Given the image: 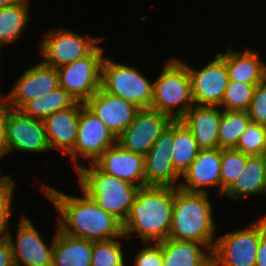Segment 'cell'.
Returning <instances> with one entry per match:
<instances>
[{"label": "cell", "mask_w": 266, "mask_h": 266, "mask_svg": "<svg viewBox=\"0 0 266 266\" xmlns=\"http://www.w3.org/2000/svg\"><path fill=\"white\" fill-rule=\"evenodd\" d=\"M179 104L180 108L174 112V107ZM193 105L188 67L179 59H171L153 82L150 108L165 113L174 120L180 119Z\"/></svg>", "instance_id": "5b68a950"}, {"label": "cell", "mask_w": 266, "mask_h": 266, "mask_svg": "<svg viewBox=\"0 0 266 266\" xmlns=\"http://www.w3.org/2000/svg\"><path fill=\"white\" fill-rule=\"evenodd\" d=\"M256 85L229 80L221 105L225 110L248 111Z\"/></svg>", "instance_id": "4dcf8cb0"}, {"label": "cell", "mask_w": 266, "mask_h": 266, "mask_svg": "<svg viewBox=\"0 0 266 266\" xmlns=\"http://www.w3.org/2000/svg\"><path fill=\"white\" fill-rule=\"evenodd\" d=\"M91 255V240L64 234L57 228L52 266H91Z\"/></svg>", "instance_id": "cb8c5ba5"}, {"label": "cell", "mask_w": 266, "mask_h": 266, "mask_svg": "<svg viewBox=\"0 0 266 266\" xmlns=\"http://www.w3.org/2000/svg\"><path fill=\"white\" fill-rule=\"evenodd\" d=\"M79 116L80 102H76L72 107L58 110L43 120L50 149L58 147L68 154L74 148Z\"/></svg>", "instance_id": "44dd1931"}, {"label": "cell", "mask_w": 266, "mask_h": 266, "mask_svg": "<svg viewBox=\"0 0 266 266\" xmlns=\"http://www.w3.org/2000/svg\"><path fill=\"white\" fill-rule=\"evenodd\" d=\"M172 121L165 113L140 109L134 121L117 137V142L122 148L145 156Z\"/></svg>", "instance_id": "30bf717a"}, {"label": "cell", "mask_w": 266, "mask_h": 266, "mask_svg": "<svg viewBox=\"0 0 266 266\" xmlns=\"http://www.w3.org/2000/svg\"><path fill=\"white\" fill-rule=\"evenodd\" d=\"M221 148L213 150H199L196 159L183 173L186 184L178 185L188 192L206 193L203 186L216 185L221 193Z\"/></svg>", "instance_id": "ffe728a7"}, {"label": "cell", "mask_w": 266, "mask_h": 266, "mask_svg": "<svg viewBox=\"0 0 266 266\" xmlns=\"http://www.w3.org/2000/svg\"><path fill=\"white\" fill-rule=\"evenodd\" d=\"M266 193V181L260 155H248L243 171L224 192L226 196L239 199L242 195Z\"/></svg>", "instance_id": "d4e9b609"}, {"label": "cell", "mask_w": 266, "mask_h": 266, "mask_svg": "<svg viewBox=\"0 0 266 266\" xmlns=\"http://www.w3.org/2000/svg\"><path fill=\"white\" fill-rule=\"evenodd\" d=\"M6 153L11 150L46 152L50 150L43 120L11 109L5 124Z\"/></svg>", "instance_id": "7c38bea8"}, {"label": "cell", "mask_w": 266, "mask_h": 266, "mask_svg": "<svg viewBox=\"0 0 266 266\" xmlns=\"http://www.w3.org/2000/svg\"><path fill=\"white\" fill-rule=\"evenodd\" d=\"M101 88L110 94L134 103L140 109L150 108L153 98V83L133 67L104 59Z\"/></svg>", "instance_id": "52a82bcc"}, {"label": "cell", "mask_w": 266, "mask_h": 266, "mask_svg": "<svg viewBox=\"0 0 266 266\" xmlns=\"http://www.w3.org/2000/svg\"><path fill=\"white\" fill-rule=\"evenodd\" d=\"M19 1L20 0H0V8L14 5V4L18 3Z\"/></svg>", "instance_id": "ab89813d"}, {"label": "cell", "mask_w": 266, "mask_h": 266, "mask_svg": "<svg viewBox=\"0 0 266 266\" xmlns=\"http://www.w3.org/2000/svg\"><path fill=\"white\" fill-rule=\"evenodd\" d=\"M160 244L162 266H212V250L205 244L171 238L161 241ZM202 246L210 252L209 255L202 250Z\"/></svg>", "instance_id": "7402d4cb"}, {"label": "cell", "mask_w": 266, "mask_h": 266, "mask_svg": "<svg viewBox=\"0 0 266 266\" xmlns=\"http://www.w3.org/2000/svg\"><path fill=\"white\" fill-rule=\"evenodd\" d=\"M174 142V120L157 138L144 156L146 186L176 187L172 183L181 176L174 168L172 149Z\"/></svg>", "instance_id": "5bb4252c"}, {"label": "cell", "mask_w": 266, "mask_h": 266, "mask_svg": "<svg viewBox=\"0 0 266 266\" xmlns=\"http://www.w3.org/2000/svg\"><path fill=\"white\" fill-rule=\"evenodd\" d=\"M48 34V36H47ZM41 41L43 64L58 68L88 56L102 38L81 36L67 29L51 30Z\"/></svg>", "instance_id": "9c48e42d"}, {"label": "cell", "mask_w": 266, "mask_h": 266, "mask_svg": "<svg viewBox=\"0 0 266 266\" xmlns=\"http://www.w3.org/2000/svg\"><path fill=\"white\" fill-rule=\"evenodd\" d=\"M188 67L191 80L192 98L199 106H218L222 104L229 82L225 60L217 54L215 59L202 69Z\"/></svg>", "instance_id": "4fadbf2b"}, {"label": "cell", "mask_w": 266, "mask_h": 266, "mask_svg": "<svg viewBox=\"0 0 266 266\" xmlns=\"http://www.w3.org/2000/svg\"><path fill=\"white\" fill-rule=\"evenodd\" d=\"M265 231L266 215L248 228L219 237L212 249V266H255Z\"/></svg>", "instance_id": "8992f818"}, {"label": "cell", "mask_w": 266, "mask_h": 266, "mask_svg": "<svg viewBox=\"0 0 266 266\" xmlns=\"http://www.w3.org/2000/svg\"><path fill=\"white\" fill-rule=\"evenodd\" d=\"M11 109L6 99L2 97L0 99V158L6 154L5 124Z\"/></svg>", "instance_id": "8d00e7d4"}, {"label": "cell", "mask_w": 266, "mask_h": 266, "mask_svg": "<svg viewBox=\"0 0 266 266\" xmlns=\"http://www.w3.org/2000/svg\"><path fill=\"white\" fill-rule=\"evenodd\" d=\"M250 122L248 111L224 110L218 131L219 148H236L240 136Z\"/></svg>", "instance_id": "f1b7e54d"}, {"label": "cell", "mask_w": 266, "mask_h": 266, "mask_svg": "<svg viewBox=\"0 0 266 266\" xmlns=\"http://www.w3.org/2000/svg\"><path fill=\"white\" fill-rule=\"evenodd\" d=\"M261 160L263 163V171H264V176H265V181H266V149L260 154Z\"/></svg>", "instance_id": "60d3db41"}, {"label": "cell", "mask_w": 266, "mask_h": 266, "mask_svg": "<svg viewBox=\"0 0 266 266\" xmlns=\"http://www.w3.org/2000/svg\"><path fill=\"white\" fill-rule=\"evenodd\" d=\"M14 186L15 183L10 176H3L0 181V237L8 232Z\"/></svg>", "instance_id": "836d02e7"}, {"label": "cell", "mask_w": 266, "mask_h": 266, "mask_svg": "<svg viewBox=\"0 0 266 266\" xmlns=\"http://www.w3.org/2000/svg\"><path fill=\"white\" fill-rule=\"evenodd\" d=\"M248 112L252 123L266 126V80L256 85Z\"/></svg>", "instance_id": "e575fe53"}, {"label": "cell", "mask_w": 266, "mask_h": 266, "mask_svg": "<svg viewBox=\"0 0 266 266\" xmlns=\"http://www.w3.org/2000/svg\"><path fill=\"white\" fill-rule=\"evenodd\" d=\"M172 144L173 166L182 176L196 159L199 148L193 134L180 119H174V142Z\"/></svg>", "instance_id": "484cf974"}, {"label": "cell", "mask_w": 266, "mask_h": 266, "mask_svg": "<svg viewBox=\"0 0 266 266\" xmlns=\"http://www.w3.org/2000/svg\"><path fill=\"white\" fill-rule=\"evenodd\" d=\"M103 53L97 46L88 56L57 68L59 86L77 102L85 103L101 88Z\"/></svg>", "instance_id": "ba28073f"}, {"label": "cell", "mask_w": 266, "mask_h": 266, "mask_svg": "<svg viewBox=\"0 0 266 266\" xmlns=\"http://www.w3.org/2000/svg\"><path fill=\"white\" fill-rule=\"evenodd\" d=\"M91 165L90 169L74 165L82 192L123 224L140 187L100 171L93 163Z\"/></svg>", "instance_id": "277c9868"}, {"label": "cell", "mask_w": 266, "mask_h": 266, "mask_svg": "<svg viewBox=\"0 0 266 266\" xmlns=\"http://www.w3.org/2000/svg\"><path fill=\"white\" fill-rule=\"evenodd\" d=\"M247 157V154L235 148L221 149L220 176L222 194H224L243 171Z\"/></svg>", "instance_id": "f546056e"}, {"label": "cell", "mask_w": 266, "mask_h": 266, "mask_svg": "<svg viewBox=\"0 0 266 266\" xmlns=\"http://www.w3.org/2000/svg\"><path fill=\"white\" fill-rule=\"evenodd\" d=\"M42 187V191L61 215L58 229L64 234L91 241L125 237L122 223L101 209L86 193L84 198H76L47 185Z\"/></svg>", "instance_id": "6da1fadb"}, {"label": "cell", "mask_w": 266, "mask_h": 266, "mask_svg": "<svg viewBox=\"0 0 266 266\" xmlns=\"http://www.w3.org/2000/svg\"><path fill=\"white\" fill-rule=\"evenodd\" d=\"M30 221L25 216L22 217L16 241L12 240L9 231L6 234L11 245L14 266H21V263L23 266H52L54 243L47 247Z\"/></svg>", "instance_id": "2e32d148"}, {"label": "cell", "mask_w": 266, "mask_h": 266, "mask_svg": "<svg viewBox=\"0 0 266 266\" xmlns=\"http://www.w3.org/2000/svg\"><path fill=\"white\" fill-rule=\"evenodd\" d=\"M255 266H266V231L260 236Z\"/></svg>", "instance_id": "f35d334b"}, {"label": "cell", "mask_w": 266, "mask_h": 266, "mask_svg": "<svg viewBox=\"0 0 266 266\" xmlns=\"http://www.w3.org/2000/svg\"><path fill=\"white\" fill-rule=\"evenodd\" d=\"M222 112L216 106L193 105L180 118L193 134L199 150L219 148L218 131Z\"/></svg>", "instance_id": "d6986e66"}, {"label": "cell", "mask_w": 266, "mask_h": 266, "mask_svg": "<svg viewBox=\"0 0 266 266\" xmlns=\"http://www.w3.org/2000/svg\"><path fill=\"white\" fill-rule=\"evenodd\" d=\"M235 149L247 155H260L266 149V126L250 122Z\"/></svg>", "instance_id": "d6a6232c"}, {"label": "cell", "mask_w": 266, "mask_h": 266, "mask_svg": "<svg viewBox=\"0 0 266 266\" xmlns=\"http://www.w3.org/2000/svg\"><path fill=\"white\" fill-rule=\"evenodd\" d=\"M77 101L60 86L34 100L27 102L20 111L29 117L44 120L58 110L72 107Z\"/></svg>", "instance_id": "4316f807"}, {"label": "cell", "mask_w": 266, "mask_h": 266, "mask_svg": "<svg viewBox=\"0 0 266 266\" xmlns=\"http://www.w3.org/2000/svg\"><path fill=\"white\" fill-rule=\"evenodd\" d=\"M100 171L126 180L138 187L146 186L144 156L122 148L118 142L110 146L94 163Z\"/></svg>", "instance_id": "ac0fdd59"}, {"label": "cell", "mask_w": 266, "mask_h": 266, "mask_svg": "<svg viewBox=\"0 0 266 266\" xmlns=\"http://www.w3.org/2000/svg\"><path fill=\"white\" fill-rule=\"evenodd\" d=\"M117 143V137L105 123L80 102L77 139L68 153L75 162L77 155L91 158L94 163L110 146Z\"/></svg>", "instance_id": "8fae6325"}, {"label": "cell", "mask_w": 266, "mask_h": 266, "mask_svg": "<svg viewBox=\"0 0 266 266\" xmlns=\"http://www.w3.org/2000/svg\"><path fill=\"white\" fill-rule=\"evenodd\" d=\"M135 258V266H162L163 259L160 242L156 243L155 246L141 249Z\"/></svg>", "instance_id": "d590c367"}, {"label": "cell", "mask_w": 266, "mask_h": 266, "mask_svg": "<svg viewBox=\"0 0 266 266\" xmlns=\"http://www.w3.org/2000/svg\"><path fill=\"white\" fill-rule=\"evenodd\" d=\"M228 69L229 80L247 84H260L266 80V64L258 58V53L252 49L235 52L228 48L227 53H218Z\"/></svg>", "instance_id": "603a6c76"}, {"label": "cell", "mask_w": 266, "mask_h": 266, "mask_svg": "<svg viewBox=\"0 0 266 266\" xmlns=\"http://www.w3.org/2000/svg\"><path fill=\"white\" fill-rule=\"evenodd\" d=\"M120 245L116 239L92 241L91 266H124Z\"/></svg>", "instance_id": "1f68e13d"}, {"label": "cell", "mask_w": 266, "mask_h": 266, "mask_svg": "<svg viewBox=\"0 0 266 266\" xmlns=\"http://www.w3.org/2000/svg\"><path fill=\"white\" fill-rule=\"evenodd\" d=\"M29 1L0 8V48L2 44L17 40L29 22Z\"/></svg>", "instance_id": "83f0119b"}, {"label": "cell", "mask_w": 266, "mask_h": 266, "mask_svg": "<svg viewBox=\"0 0 266 266\" xmlns=\"http://www.w3.org/2000/svg\"><path fill=\"white\" fill-rule=\"evenodd\" d=\"M174 194L175 187H140L122 224L124 236L136 231L146 244L166 240L171 231Z\"/></svg>", "instance_id": "7a4b0ae2"}, {"label": "cell", "mask_w": 266, "mask_h": 266, "mask_svg": "<svg viewBox=\"0 0 266 266\" xmlns=\"http://www.w3.org/2000/svg\"><path fill=\"white\" fill-rule=\"evenodd\" d=\"M84 105L118 137L135 119L140 108L100 88Z\"/></svg>", "instance_id": "e0dca14e"}, {"label": "cell", "mask_w": 266, "mask_h": 266, "mask_svg": "<svg viewBox=\"0 0 266 266\" xmlns=\"http://www.w3.org/2000/svg\"><path fill=\"white\" fill-rule=\"evenodd\" d=\"M0 266H14L12 249L8 237H0Z\"/></svg>", "instance_id": "74e56055"}, {"label": "cell", "mask_w": 266, "mask_h": 266, "mask_svg": "<svg viewBox=\"0 0 266 266\" xmlns=\"http://www.w3.org/2000/svg\"><path fill=\"white\" fill-rule=\"evenodd\" d=\"M58 87L57 69L40 62L25 70L14 89L4 98L13 110H20L27 102L44 96Z\"/></svg>", "instance_id": "9a60e30c"}, {"label": "cell", "mask_w": 266, "mask_h": 266, "mask_svg": "<svg viewBox=\"0 0 266 266\" xmlns=\"http://www.w3.org/2000/svg\"><path fill=\"white\" fill-rule=\"evenodd\" d=\"M206 193L188 192L175 187L172 224L169 237L205 244L211 250L215 231L212 207Z\"/></svg>", "instance_id": "3957f363"}]
</instances>
